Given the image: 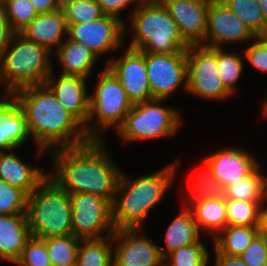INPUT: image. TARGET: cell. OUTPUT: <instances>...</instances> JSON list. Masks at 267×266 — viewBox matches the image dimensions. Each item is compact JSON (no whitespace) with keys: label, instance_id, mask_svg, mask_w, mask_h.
Instances as JSON below:
<instances>
[{"label":"cell","instance_id":"37","mask_svg":"<svg viewBox=\"0 0 267 266\" xmlns=\"http://www.w3.org/2000/svg\"><path fill=\"white\" fill-rule=\"evenodd\" d=\"M28 195L0 179V214H26Z\"/></svg>","mask_w":267,"mask_h":266},{"label":"cell","instance_id":"40","mask_svg":"<svg viewBox=\"0 0 267 266\" xmlns=\"http://www.w3.org/2000/svg\"><path fill=\"white\" fill-rule=\"evenodd\" d=\"M248 266H263L267 258V241L259 233L240 255Z\"/></svg>","mask_w":267,"mask_h":266},{"label":"cell","instance_id":"39","mask_svg":"<svg viewBox=\"0 0 267 266\" xmlns=\"http://www.w3.org/2000/svg\"><path fill=\"white\" fill-rule=\"evenodd\" d=\"M253 42L242 54L256 70L267 73V36L255 37Z\"/></svg>","mask_w":267,"mask_h":266},{"label":"cell","instance_id":"41","mask_svg":"<svg viewBox=\"0 0 267 266\" xmlns=\"http://www.w3.org/2000/svg\"><path fill=\"white\" fill-rule=\"evenodd\" d=\"M97 3L100 5L103 13L105 15H111L115 16L119 19L122 17L121 12L124 8H126L128 5L135 6L136 8L138 4L140 3L139 0H97ZM132 4V5H131Z\"/></svg>","mask_w":267,"mask_h":266},{"label":"cell","instance_id":"22","mask_svg":"<svg viewBox=\"0 0 267 266\" xmlns=\"http://www.w3.org/2000/svg\"><path fill=\"white\" fill-rule=\"evenodd\" d=\"M31 237L26 214H0V260L15 264Z\"/></svg>","mask_w":267,"mask_h":266},{"label":"cell","instance_id":"11","mask_svg":"<svg viewBox=\"0 0 267 266\" xmlns=\"http://www.w3.org/2000/svg\"><path fill=\"white\" fill-rule=\"evenodd\" d=\"M115 16L104 15L85 23L69 24L67 38L84 44L98 58L120 49L127 35V24Z\"/></svg>","mask_w":267,"mask_h":266},{"label":"cell","instance_id":"44","mask_svg":"<svg viewBox=\"0 0 267 266\" xmlns=\"http://www.w3.org/2000/svg\"><path fill=\"white\" fill-rule=\"evenodd\" d=\"M215 252V266H248L240 256H232V255H225L218 253L216 250Z\"/></svg>","mask_w":267,"mask_h":266},{"label":"cell","instance_id":"46","mask_svg":"<svg viewBox=\"0 0 267 266\" xmlns=\"http://www.w3.org/2000/svg\"><path fill=\"white\" fill-rule=\"evenodd\" d=\"M260 5L265 22L267 23V0H257Z\"/></svg>","mask_w":267,"mask_h":266},{"label":"cell","instance_id":"32","mask_svg":"<svg viewBox=\"0 0 267 266\" xmlns=\"http://www.w3.org/2000/svg\"><path fill=\"white\" fill-rule=\"evenodd\" d=\"M263 210L258 202L226 199L227 226H261Z\"/></svg>","mask_w":267,"mask_h":266},{"label":"cell","instance_id":"43","mask_svg":"<svg viewBox=\"0 0 267 266\" xmlns=\"http://www.w3.org/2000/svg\"><path fill=\"white\" fill-rule=\"evenodd\" d=\"M37 14L56 11L61 6V0H30Z\"/></svg>","mask_w":267,"mask_h":266},{"label":"cell","instance_id":"4","mask_svg":"<svg viewBox=\"0 0 267 266\" xmlns=\"http://www.w3.org/2000/svg\"><path fill=\"white\" fill-rule=\"evenodd\" d=\"M51 54L53 52L46 47L15 33L0 54V85L5 88L2 97H11L26 87L45 84L53 71Z\"/></svg>","mask_w":267,"mask_h":266},{"label":"cell","instance_id":"12","mask_svg":"<svg viewBox=\"0 0 267 266\" xmlns=\"http://www.w3.org/2000/svg\"><path fill=\"white\" fill-rule=\"evenodd\" d=\"M145 63L153 99L166 100L181 85L187 91L186 53H145Z\"/></svg>","mask_w":267,"mask_h":266},{"label":"cell","instance_id":"27","mask_svg":"<svg viewBox=\"0 0 267 266\" xmlns=\"http://www.w3.org/2000/svg\"><path fill=\"white\" fill-rule=\"evenodd\" d=\"M260 233V226H226L215 238L214 250L218 253L240 256Z\"/></svg>","mask_w":267,"mask_h":266},{"label":"cell","instance_id":"18","mask_svg":"<svg viewBox=\"0 0 267 266\" xmlns=\"http://www.w3.org/2000/svg\"><path fill=\"white\" fill-rule=\"evenodd\" d=\"M54 72L53 67L45 85L63 107L85 126L89 115L90 95L87 93V79L89 78L60 74L57 79Z\"/></svg>","mask_w":267,"mask_h":266},{"label":"cell","instance_id":"21","mask_svg":"<svg viewBox=\"0 0 267 266\" xmlns=\"http://www.w3.org/2000/svg\"><path fill=\"white\" fill-rule=\"evenodd\" d=\"M14 152V149L0 151V179L23 190L29 196L48 172L45 173L42 168L23 162Z\"/></svg>","mask_w":267,"mask_h":266},{"label":"cell","instance_id":"23","mask_svg":"<svg viewBox=\"0 0 267 266\" xmlns=\"http://www.w3.org/2000/svg\"><path fill=\"white\" fill-rule=\"evenodd\" d=\"M58 62L62 67L60 74L75 75L88 78L93 70L94 63L98 57L84 44L74 42L68 38L64 40L59 48L54 51Z\"/></svg>","mask_w":267,"mask_h":266},{"label":"cell","instance_id":"15","mask_svg":"<svg viewBox=\"0 0 267 266\" xmlns=\"http://www.w3.org/2000/svg\"><path fill=\"white\" fill-rule=\"evenodd\" d=\"M256 36L222 0H210L207 27L201 45L222 48L224 44L253 41Z\"/></svg>","mask_w":267,"mask_h":266},{"label":"cell","instance_id":"42","mask_svg":"<svg viewBox=\"0 0 267 266\" xmlns=\"http://www.w3.org/2000/svg\"><path fill=\"white\" fill-rule=\"evenodd\" d=\"M15 32L12 30L5 9L0 1V54L10 44Z\"/></svg>","mask_w":267,"mask_h":266},{"label":"cell","instance_id":"33","mask_svg":"<svg viewBox=\"0 0 267 266\" xmlns=\"http://www.w3.org/2000/svg\"><path fill=\"white\" fill-rule=\"evenodd\" d=\"M242 55L227 52L222 48H217V70L225 87L234 94L236 83L243 73L244 62Z\"/></svg>","mask_w":267,"mask_h":266},{"label":"cell","instance_id":"1","mask_svg":"<svg viewBox=\"0 0 267 266\" xmlns=\"http://www.w3.org/2000/svg\"><path fill=\"white\" fill-rule=\"evenodd\" d=\"M103 140L50 151L51 172L48 173L69 194L91 193L111 203L122 173L108 154Z\"/></svg>","mask_w":267,"mask_h":266},{"label":"cell","instance_id":"45","mask_svg":"<svg viewBox=\"0 0 267 266\" xmlns=\"http://www.w3.org/2000/svg\"><path fill=\"white\" fill-rule=\"evenodd\" d=\"M260 233L265 237L267 241V206L264 208L262 213Z\"/></svg>","mask_w":267,"mask_h":266},{"label":"cell","instance_id":"10","mask_svg":"<svg viewBox=\"0 0 267 266\" xmlns=\"http://www.w3.org/2000/svg\"><path fill=\"white\" fill-rule=\"evenodd\" d=\"M72 234L80 239L113 236L111 202L91 193L70 194ZM103 232L105 236L103 235Z\"/></svg>","mask_w":267,"mask_h":266},{"label":"cell","instance_id":"38","mask_svg":"<svg viewBox=\"0 0 267 266\" xmlns=\"http://www.w3.org/2000/svg\"><path fill=\"white\" fill-rule=\"evenodd\" d=\"M15 264L19 266H52L44 239L31 236Z\"/></svg>","mask_w":267,"mask_h":266},{"label":"cell","instance_id":"30","mask_svg":"<svg viewBox=\"0 0 267 266\" xmlns=\"http://www.w3.org/2000/svg\"><path fill=\"white\" fill-rule=\"evenodd\" d=\"M80 238L73 234L44 238L52 266H76Z\"/></svg>","mask_w":267,"mask_h":266},{"label":"cell","instance_id":"6","mask_svg":"<svg viewBox=\"0 0 267 266\" xmlns=\"http://www.w3.org/2000/svg\"><path fill=\"white\" fill-rule=\"evenodd\" d=\"M71 216L70 194L47 175L27 199L31 236L44 239L72 234Z\"/></svg>","mask_w":267,"mask_h":266},{"label":"cell","instance_id":"13","mask_svg":"<svg viewBox=\"0 0 267 266\" xmlns=\"http://www.w3.org/2000/svg\"><path fill=\"white\" fill-rule=\"evenodd\" d=\"M141 232L142 229L114 231L113 266H164L160 246Z\"/></svg>","mask_w":267,"mask_h":266},{"label":"cell","instance_id":"7","mask_svg":"<svg viewBox=\"0 0 267 266\" xmlns=\"http://www.w3.org/2000/svg\"><path fill=\"white\" fill-rule=\"evenodd\" d=\"M98 75L94 92L89 97V115L84 126L90 140H103L101 130L105 128L114 126L117 131L133 107L121 82L106 66Z\"/></svg>","mask_w":267,"mask_h":266},{"label":"cell","instance_id":"8","mask_svg":"<svg viewBox=\"0 0 267 266\" xmlns=\"http://www.w3.org/2000/svg\"><path fill=\"white\" fill-rule=\"evenodd\" d=\"M164 100L133 104L123 124L115 131L123 142H137L159 137H173L181 125V115L176 109L162 105Z\"/></svg>","mask_w":267,"mask_h":266},{"label":"cell","instance_id":"16","mask_svg":"<svg viewBox=\"0 0 267 266\" xmlns=\"http://www.w3.org/2000/svg\"><path fill=\"white\" fill-rule=\"evenodd\" d=\"M202 161L224 188L248 176L259 165V161L249 151L228 146L211 153Z\"/></svg>","mask_w":267,"mask_h":266},{"label":"cell","instance_id":"19","mask_svg":"<svg viewBox=\"0 0 267 266\" xmlns=\"http://www.w3.org/2000/svg\"><path fill=\"white\" fill-rule=\"evenodd\" d=\"M19 34L54 52L53 49L57 50L64 41L63 38H66L68 24L62 9L59 8L50 13L37 14Z\"/></svg>","mask_w":267,"mask_h":266},{"label":"cell","instance_id":"49","mask_svg":"<svg viewBox=\"0 0 267 266\" xmlns=\"http://www.w3.org/2000/svg\"><path fill=\"white\" fill-rule=\"evenodd\" d=\"M263 266H267V258H266Z\"/></svg>","mask_w":267,"mask_h":266},{"label":"cell","instance_id":"3","mask_svg":"<svg viewBox=\"0 0 267 266\" xmlns=\"http://www.w3.org/2000/svg\"><path fill=\"white\" fill-rule=\"evenodd\" d=\"M178 162L175 161L154 173L134 178L122 171L111 203L115 231L143 230L145 219L151 209L156 207L172 187L179 166Z\"/></svg>","mask_w":267,"mask_h":266},{"label":"cell","instance_id":"47","mask_svg":"<svg viewBox=\"0 0 267 266\" xmlns=\"http://www.w3.org/2000/svg\"><path fill=\"white\" fill-rule=\"evenodd\" d=\"M264 106H262L263 108V110H261V111H263L262 113V115L264 116V117H266L267 118V100L265 101V103L263 104Z\"/></svg>","mask_w":267,"mask_h":266},{"label":"cell","instance_id":"34","mask_svg":"<svg viewBox=\"0 0 267 266\" xmlns=\"http://www.w3.org/2000/svg\"><path fill=\"white\" fill-rule=\"evenodd\" d=\"M60 8L68 25L91 22L105 15L97 0H61Z\"/></svg>","mask_w":267,"mask_h":266},{"label":"cell","instance_id":"29","mask_svg":"<svg viewBox=\"0 0 267 266\" xmlns=\"http://www.w3.org/2000/svg\"><path fill=\"white\" fill-rule=\"evenodd\" d=\"M200 172L195 171L191 180H189L190 187L186 192V208H189L193 204L207 198H222L224 197V186L217 182L213 177L208 167L202 163Z\"/></svg>","mask_w":267,"mask_h":266},{"label":"cell","instance_id":"26","mask_svg":"<svg viewBox=\"0 0 267 266\" xmlns=\"http://www.w3.org/2000/svg\"><path fill=\"white\" fill-rule=\"evenodd\" d=\"M258 165L248 176L240 178L224 188V198L232 200H242L249 202H258L265 208L267 202V178L260 172Z\"/></svg>","mask_w":267,"mask_h":266},{"label":"cell","instance_id":"24","mask_svg":"<svg viewBox=\"0 0 267 266\" xmlns=\"http://www.w3.org/2000/svg\"><path fill=\"white\" fill-rule=\"evenodd\" d=\"M199 231L215 238L226 226V199L207 198L189 207Z\"/></svg>","mask_w":267,"mask_h":266},{"label":"cell","instance_id":"31","mask_svg":"<svg viewBox=\"0 0 267 266\" xmlns=\"http://www.w3.org/2000/svg\"><path fill=\"white\" fill-rule=\"evenodd\" d=\"M227 7L245 23L256 36H267V23L264 20L257 0H222Z\"/></svg>","mask_w":267,"mask_h":266},{"label":"cell","instance_id":"28","mask_svg":"<svg viewBox=\"0 0 267 266\" xmlns=\"http://www.w3.org/2000/svg\"><path fill=\"white\" fill-rule=\"evenodd\" d=\"M113 246V236L82 239L76 266H113Z\"/></svg>","mask_w":267,"mask_h":266},{"label":"cell","instance_id":"14","mask_svg":"<svg viewBox=\"0 0 267 266\" xmlns=\"http://www.w3.org/2000/svg\"><path fill=\"white\" fill-rule=\"evenodd\" d=\"M105 64L121 82L132 104L153 100L146 71L145 52L127 47L122 56L117 59L110 58Z\"/></svg>","mask_w":267,"mask_h":266},{"label":"cell","instance_id":"35","mask_svg":"<svg viewBox=\"0 0 267 266\" xmlns=\"http://www.w3.org/2000/svg\"><path fill=\"white\" fill-rule=\"evenodd\" d=\"M207 249L200 239L169 253L164 258V266H208L210 255Z\"/></svg>","mask_w":267,"mask_h":266},{"label":"cell","instance_id":"48","mask_svg":"<svg viewBox=\"0 0 267 266\" xmlns=\"http://www.w3.org/2000/svg\"><path fill=\"white\" fill-rule=\"evenodd\" d=\"M139 1H159V0H139Z\"/></svg>","mask_w":267,"mask_h":266},{"label":"cell","instance_id":"5","mask_svg":"<svg viewBox=\"0 0 267 266\" xmlns=\"http://www.w3.org/2000/svg\"><path fill=\"white\" fill-rule=\"evenodd\" d=\"M132 39L129 48L145 53H186L189 44L180 35L176 22L159 1H140L130 13Z\"/></svg>","mask_w":267,"mask_h":266},{"label":"cell","instance_id":"36","mask_svg":"<svg viewBox=\"0 0 267 266\" xmlns=\"http://www.w3.org/2000/svg\"><path fill=\"white\" fill-rule=\"evenodd\" d=\"M15 33L22 31L36 16L30 0H0Z\"/></svg>","mask_w":267,"mask_h":266},{"label":"cell","instance_id":"25","mask_svg":"<svg viewBox=\"0 0 267 266\" xmlns=\"http://www.w3.org/2000/svg\"><path fill=\"white\" fill-rule=\"evenodd\" d=\"M180 214L173 219L166 230L165 248L160 253L165 258L169 253L184 246L192 245L200 240V231L189 208H182Z\"/></svg>","mask_w":267,"mask_h":266},{"label":"cell","instance_id":"2","mask_svg":"<svg viewBox=\"0 0 267 266\" xmlns=\"http://www.w3.org/2000/svg\"><path fill=\"white\" fill-rule=\"evenodd\" d=\"M11 98L24 111L29 135L40 154L90 141L84 126L45 84L20 89Z\"/></svg>","mask_w":267,"mask_h":266},{"label":"cell","instance_id":"20","mask_svg":"<svg viewBox=\"0 0 267 266\" xmlns=\"http://www.w3.org/2000/svg\"><path fill=\"white\" fill-rule=\"evenodd\" d=\"M0 100V151L20 149L30 137L24 111L11 97Z\"/></svg>","mask_w":267,"mask_h":266},{"label":"cell","instance_id":"17","mask_svg":"<svg viewBox=\"0 0 267 266\" xmlns=\"http://www.w3.org/2000/svg\"><path fill=\"white\" fill-rule=\"evenodd\" d=\"M176 22L180 35L190 44H201L207 27L210 0H160Z\"/></svg>","mask_w":267,"mask_h":266},{"label":"cell","instance_id":"9","mask_svg":"<svg viewBox=\"0 0 267 266\" xmlns=\"http://www.w3.org/2000/svg\"><path fill=\"white\" fill-rule=\"evenodd\" d=\"M188 94L203 99L226 100L233 94L225 87L217 70V48L190 44L186 50Z\"/></svg>","mask_w":267,"mask_h":266}]
</instances>
